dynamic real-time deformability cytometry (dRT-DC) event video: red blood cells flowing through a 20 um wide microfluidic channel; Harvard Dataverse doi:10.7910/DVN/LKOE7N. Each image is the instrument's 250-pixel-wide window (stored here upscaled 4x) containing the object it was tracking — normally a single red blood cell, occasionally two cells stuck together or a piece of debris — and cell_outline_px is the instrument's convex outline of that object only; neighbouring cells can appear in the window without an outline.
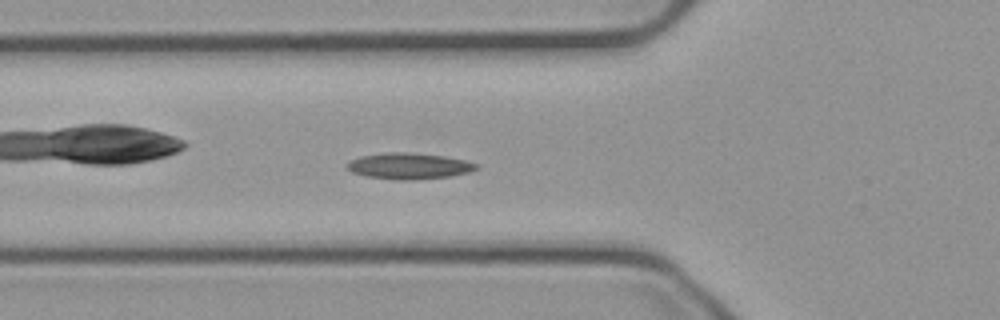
{"species": "common noctule bat (a hibernating species)", "species_latin": "Nyctalus noctula", "temperature_condition": "cold", "stored_images_in_passage": 40, "camera_frame_rate_fps": 3000, "um_per_image_px": 0.085, "animal": {"sex": "male", "body_mass_g": 23.1, "forearm_length_mm": 52.7}, "frame": {"image": 1, "passage_image": 3, "time_ms": 0.667, "image_size_px": [1000, 320], "cell_outline_px": [[480, 168], [468, 172], [452, 176], [416, 180], [396, 180], [368, 176], [352, 172], [348, 168], [348, 164], [352, 160], [360, 156], [388, 152], [404, 152], [444, 156], [464, 160], [476, 164]], "centroid_in_image_um": [34.8, 14.12], "position_along_channel_um": 91.0, "area_um2": 19.48}}
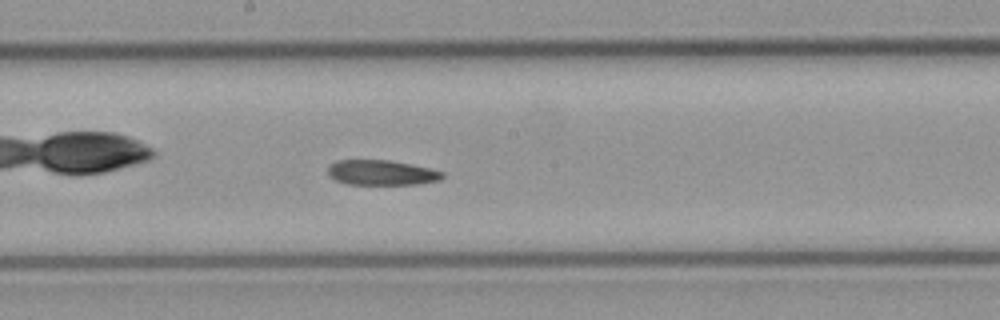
{"frame": {"image": 2, "passage_image": 13, "time_ms": 4.0, "image_size_px": [1000, 320], "cell_outline_px": [[444, 176], [440, 180], [420, 184], [348, 184], [336, 180], [328, 176], [328, 168], [336, 160], [388, 160], [428, 168], [444, 172]], "centroid_in_image_um": [32.42, 14.68], "position_along_channel_um": 215.8, "area_um2": 16.59}}
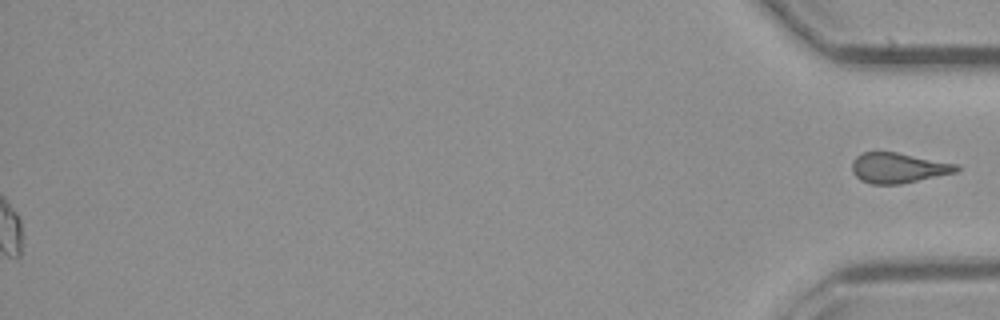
{"frame": {"image": 3, "passage_image": 40, "time_ms": 13.0, "image_size_px": [1000, 320], "cell_outline_px": [[960, 168], [956, 172], [900, 184], [872, 184], [860, 180], [852, 172], [852, 160], [856, 156], [864, 152], [896, 152], [960, 164]], "centroid_in_image_um": [76.35, 14.26], "position_along_channel_um": 358.8, "area_um2": 18.44}}